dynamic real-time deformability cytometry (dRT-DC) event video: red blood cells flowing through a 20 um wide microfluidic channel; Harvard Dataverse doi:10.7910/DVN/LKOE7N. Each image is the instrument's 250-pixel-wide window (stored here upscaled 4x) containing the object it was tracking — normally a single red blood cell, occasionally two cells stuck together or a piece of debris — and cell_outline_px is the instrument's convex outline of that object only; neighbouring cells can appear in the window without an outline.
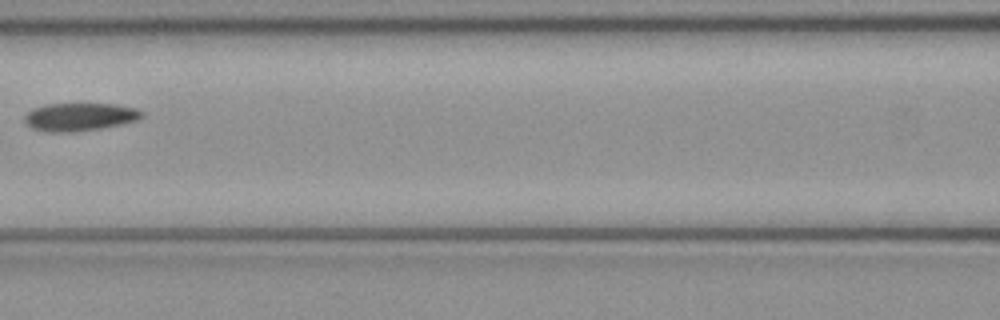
{"species": "common noctule bat (a hibernating species)", "species_latin": "Nyctalus noctula", "temperature_condition": "cold", "stored_images_in_passage": 5, "camera_frame_rate_fps": 3000, "um_per_image_px": 0.085, "animal": {"sex": "female", "body_mass_g": 21.9}, "frame": {"image": 1, "passage_image": 3, "time_ms": 0.667, "image_size_px": [1000, 320], "cell_outline_px": [[144, 116], [140, 120], [124, 124], [76, 132], [44, 132], [32, 128], [24, 120], [24, 116], [32, 108], [44, 104], [116, 104], [136, 108], [144, 112]], "centroid_in_image_um": [6.81, 9.94], "position_along_channel_um": 159.8, "area_um2": 19.42}}
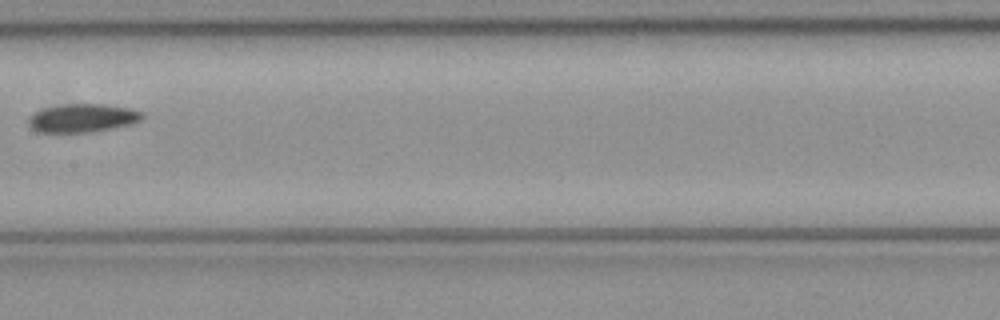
{"frame": {"image": 2, "passage_image": 4, "time_ms": 1.0, "image_size_px": [1000, 320], "cell_outline_px": [[144, 120], [132, 124], [92, 132], [36, 132], [28, 124], [28, 116], [32, 112], [40, 108], [60, 104], [104, 104], [128, 108], [140, 112], [144, 116]], "centroid_in_image_um": [6.96, 10.03], "position_along_channel_um": 200.4, "area_um2": 19.13}}
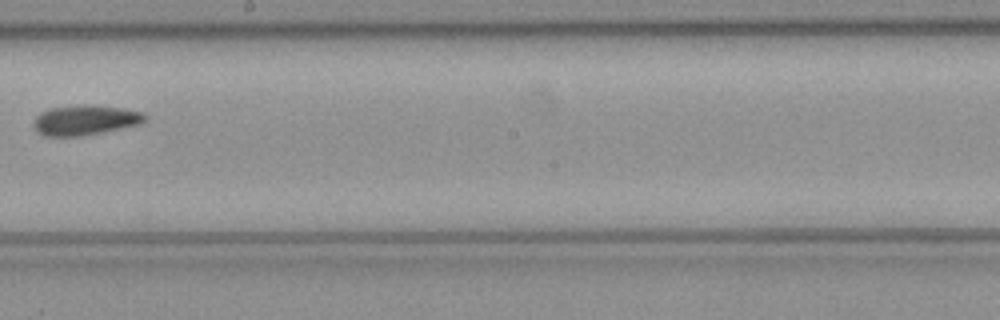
{"frame": {"image": 3, "passage_image": 5, "time_ms": 1.333, "image_size_px": [1000, 320], "cell_outline_px": [[148, 120], [144, 124], [104, 132], [80, 136], [44, 136], [36, 132], [36, 116], [40, 112], [52, 108], [92, 104], [120, 108], [144, 112], [148, 116]], "centroid_in_image_um": [7.34, 10.22], "position_along_channel_um": 240.9, "area_um2": 19.59}}